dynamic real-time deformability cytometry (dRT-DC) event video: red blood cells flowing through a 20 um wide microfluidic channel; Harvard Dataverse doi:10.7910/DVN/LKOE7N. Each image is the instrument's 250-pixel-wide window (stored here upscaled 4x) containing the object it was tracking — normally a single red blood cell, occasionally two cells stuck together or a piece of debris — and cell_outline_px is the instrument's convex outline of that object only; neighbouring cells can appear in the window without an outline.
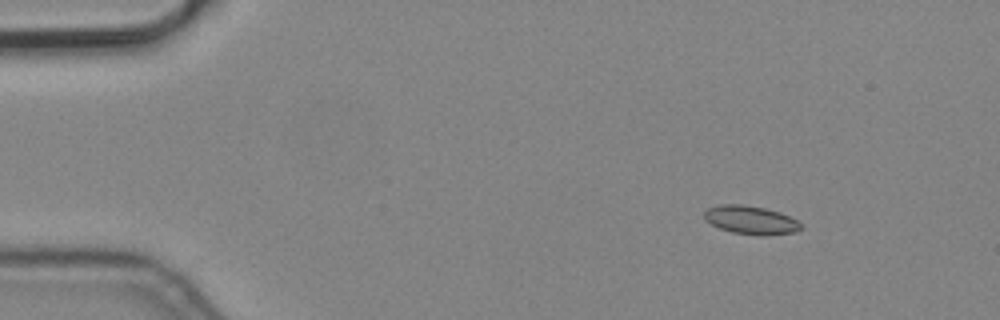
{"species": "common noctule bat (a hibernating species)", "species_latin": "Nyctalus noctula", "temperature_condition": "cold", "stored_images_in_passage": 6, "camera_frame_rate_fps": 3000, "um_per_image_px": 0.085, "animal": {"sex": "male", "body_mass_g": 19.2, "forearm_length_mm": 51.8}, "frame": {"image": 1, "passage_image": 3, "time_ms": 0.667, "image_size_px": [1000, 320], "cell_outline_px": [[800, 228], [796, 232], [764, 236], [732, 232], [720, 228], [704, 220], [704, 212], [708, 208], [720, 204], [740, 204], [764, 208], [780, 212], [796, 220], [800, 224]], "centroid_in_image_um": [63.79, 18.7], "position_along_channel_um": 21.2, "area_um2": 15.9}}